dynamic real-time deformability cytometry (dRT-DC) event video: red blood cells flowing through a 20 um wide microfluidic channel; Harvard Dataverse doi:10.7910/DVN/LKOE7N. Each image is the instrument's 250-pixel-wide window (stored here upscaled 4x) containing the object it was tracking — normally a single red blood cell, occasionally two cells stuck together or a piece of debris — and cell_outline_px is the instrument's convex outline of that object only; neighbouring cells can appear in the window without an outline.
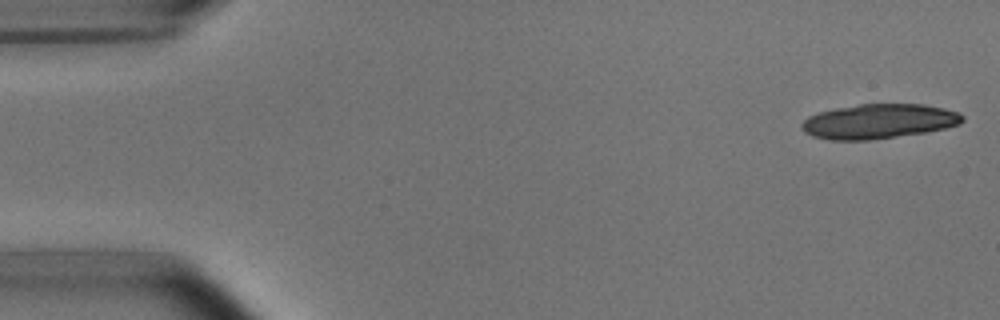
{"species": "common noctule bat (a hibernating species)", "species_latin": "Nyctalus noctula", "temperature_condition": "room temperature", "stored_images_in_passage": 4, "camera_frame_rate_fps": 3000, "um_per_image_px": 0.085, "animal": {"sex": "male", "body_mass_g": 15.6}, "frame": {"image": 1, "passage_image": 1, "time_ms": 0.0, "image_size_px": [1000, 320], "cell_outline_px": [[964, 120], [960, 124], [944, 128], [924, 132], [868, 140], [832, 140], [812, 136], [804, 132], [800, 128], [800, 124], [808, 116], [820, 112], [836, 108], [860, 104], [924, 104], [944, 108], [956, 112], [964, 116]], "centroid_in_image_um": [74.66, 10.31], "position_along_channel_um": 10.3, "area_um2": 32.31}}